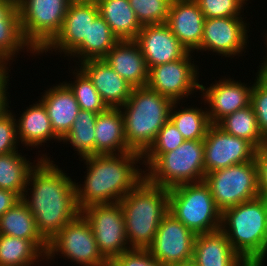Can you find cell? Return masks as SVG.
<instances>
[{
	"label": "cell",
	"mask_w": 267,
	"mask_h": 266,
	"mask_svg": "<svg viewBox=\"0 0 267 266\" xmlns=\"http://www.w3.org/2000/svg\"><path fill=\"white\" fill-rule=\"evenodd\" d=\"M76 65L91 80L108 108H120L127 102L133 87L103 59L87 60Z\"/></svg>",
	"instance_id": "cell-20"
},
{
	"label": "cell",
	"mask_w": 267,
	"mask_h": 266,
	"mask_svg": "<svg viewBox=\"0 0 267 266\" xmlns=\"http://www.w3.org/2000/svg\"><path fill=\"white\" fill-rule=\"evenodd\" d=\"M242 16L206 18L204 22L201 51H212L221 57L242 56L249 44V23ZM248 26V27H247ZM240 54V55H239Z\"/></svg>",
	"instance_id": "cell-14"
},
{
	"label": "cell",
	"mask_w": 267,
	"mask_h": 266,
	"mask_svg": "<svg viewBox=\"0 0 267 266\" xmlns=\"http://www.w3.org/2000/svg\"><path fill=\"white\" fill-rule=\"evenodd\" d=\"M217 125L230 135L246 139L256 149L267 145L257 124L252 105L239 109L221 119Z\"/></svg>",
	"instance_id": "cell-31"
},
{
	"label": "cell",
	"mask_w": 267,
	"mask_h": 266,
	"mask_svg": "<svg viewBox=\"0 0 267 266\" xmlns=\"http://www.w3.org/2000/svg\"><path fill=\"white\" fill-rule=\"evenodd\" d=\"M103 60L133 88L147 86L149 69L135 40H119Z\"/></svg>",
	"instance_id": "cell-21"
},
{
	"label": "cell",
	"mask_w": 267,
	"mask_h": 266,
	"mask_svg": "<svg viewBox=\"0 0 267 266\" xmlns=\"http://www.w3.org/2000/svg\"><path fill=\"white\" fill-rule=\"evenodd\" d=\"M72 0H17L25 40L39 54L60 32Z\"/></svg>",
	"instance_id": "cell-9"
},
{
	"label": "cell",
	"mask_w": 267,
	"mask_h": 266,
	"mask_svg": "<svg viewBox=\"0 0 267 266\" xmlns=\"http://www.w3.org/2000/svg\"><path fill=\"white\" fill-rule=\"evenodd\" d=\"M54 163L51 159L37 162L21 198L47 242L81 212L76 201L75 179Z\"/></svg>",
	"instance_id": "cell-1"
},
{
	"label": "cell",
	"mask_w": 267,
	"mask_h": 266,
	"mask_svg": "<svg viewBox=\"0 0 267 266\" xmlns=\"http://www.w3.org/2000/svg\"><path fill=\"white\" fill-rule=\"evenodd\" d=\"M252 85L234 78H220L210 87L200 84L202 102L208 105L207 113L211 124H217L225 116L250 105Z\"/></svg>",
	"instance_id": "cell-17"
},
{
	"label": "cell",
	"mask_w": 267,
	"mask_h": 266,
	"mask_svg": "<svg viewBox=\"0 0 267 266\" xmlns=\"http://www.w3.org/2000/svg\"><path fill=\"white\" fill-rule=\"evenodd\" d=\"M0 235L30 240L46 255L48 242L39 233L33 213L22 200L0 217Z\"/></svg>",
	"instance_id": "cell-27"
},
{
	"label": "cell",
	"mask_w": 267,
	"mask_h": 266,
	"mask_svg": "<svg viewBox=\"0 0 267 266\" xmlns=\"http://www.w3.org/2000/svg\"><path fill=\"white\" fill-rule=\"evenodd\" d=\"M21 50L39 56L22 34L17 0H0V62L9 68Z\"/></svg>",
	"instance_id": "cell-22"
},
{
	"label": "cell",
	"mask_w": 267,
	"mask_h": 266,
	"mask_svg": "<svg viewBox=\"0 0 267 266\" xmlns=\"http://www.w3.org/2000/svg\"><path fill=\"white\" fill-rule=\"evenodd\" d=\"M255 159L258 165L260 196L267 199V145L256 149Z\"/></svg>",
	"instance_id": "cell-42"
},
{
	"label": "cell",
	"mask_w": 267,
	"mask_h": 266,
	"mask_svg": "<svg viewBox=\"0 0 267 266\" xmlns=\"http://www.w3.org/2000/svg\"><path fill=\"white\" fill-rule=\"evenodd\" d=\"M119 203L129 246L148 249L169 211V189L154 185L144 177Z\"/></svg>",
	"instance_id": "cell-4"
},
{
	"label": "cell",
	"mask_w": 267,
	"mask_h": 266,
	"mask_svg": "<svg viewBox=\"0 0 267 266\" xmlns=\"http://www.w3.org/2000/svg\"><path fill=\"white\" fill-rule=\"evenodd\" d=\"M89 221L99 253L104 259H115L128 249L124 214L119 202L94 204L81 210Z\"/></svg>",
	"instance_id": "cell-11"
},
{
	"label": "cell",
	"mask_w": 267,
	"mask_h": 266,
	"mask_svg": "<svg viewBox=\"0 0 267 266\" xmlns=\"http://www.w3.org/2000/svg\"><path fill=\"white\" fill-rule=\"evenodd\" d=\"M173 101L148 86L136 87L120 107L128 147L143 155L169 120Z\"/></svg>",
	"instance_id": "cell-5"
},
{
	"label": "cell",
	"mask_w": 267,
	"mask_h": 266,
	"mask_svg": "<svg viewBox=\"0 0 267 266\" xmlns=\"http://www.w3.org/2000/svg\"><path fill=\"white\" fill-rule=\"evenodd\" d=\"M204 182L221 212L260 196L256 159L207 173Z\"/></svg>",
	"instance_id": "cell-8"
},
{
	"label": "cell",
	"mask_w": 267,
	"mask_h": 266,
	"mask_svg": "<svg viewBox=\"0 0 267 266\" xmlns=\"http://www.w3.org/2000/svg\"><path fill=\"white\" fill-rule=\"evenodd\" d=\"M145 178L168 189L204 181V139L185 140L173 151L161 154L145 170Z\"/></svg>",
	"instance_id": "cell-7"
},
{
	"label": "cell",
	"mask_w": 267,
	"mask_h": 266,
	"mask_svg": "<svg viewBox=\"0 0 267 266\" xmlns=\"http://www.w3.org/2000/svg\"><path fill=\"white\" fill-rule=\"evenodd\" d=\"M71 71H73L72 74L74 78L76 77L75 80H73L74 82L69 81L71 82L69 83L64 81V83L74 93L80 109L93 111L98 114L105 112L108 107L103 102L100 94L97 92L88 76L79 67H76L75 70L72 68Z\"/></svg>",
	"instance_id": "cell-35"
},
{
	"label": "cell",
	"mask_w": 267,
	"mask_h": 266,
	"mask_svg": "<svg viewBox=\"0 0 267 266\" xmlns=\"http://www.w3.org/2000/svg\"><path fill=\"white\" fill-rule=\"evenodd\" d=\"M220 230L249 266H264L267 257V199L259 196L225 209Z\"/></svg>",
	"instance_id": "cell-3"
},
{
	"label": "cell",
	"mask_w": 267,
	"mask_h": 266,
	"mask_svg": "<svg viewBox=\"0 0 267 266\" xmlns=\"http://www.w3.org/2000/svg\"><path fill=\"white\" fill-rule=\"evenodd\" d=\"M41 96L40 101L47 111L52 129L62 139L71 130L81 110L74 93L64 82H60L45 90Z\"/></svg>",
	"instance_id": "cell-23"
},
{
	"label": "cell",
	"mask_w": 267,
	"mask_h": 266,
	"mask_svg": "<svg viewBox=\"0 0 267 266\" xmlns=\"http://www.w3.org/2000/svg\"><path fill=\"white\" fill-rule=\"evenodd\" d=\"M205 18L242 16L248 0H195ZM243 9V11H242Z\"/></svg>",
	"instance_id": "cell-39"
},
{
	"label": "cell",
	"mask_w": 267,
	"mask_h": 266,
	"mask_svg": "<svg viewBox=\"0 0 267 266\" xmlns=\"http://www.w3.org/2000/svg\"><path fill=\"white\" fill-rule=\"evenodd\" d=\"M169 212L196 235L221 228L222 212L204 182L180 184L169 189Z\"/></svg>",
	"instance_id": "cell-6"
},
{
	"label": "cell",
	"mask_w": 267,
	"mask_h": 266,
	"mask_svg": "<svg viewBox=\"0 0 267 266\" xmlns=\"http://www.w3.org/2000/svg\"><path fill=\"white\" fill-rule=\"evenodd\" d=\"M175 266H196V265L193 262H189V263L179 264Z\"/></svg>",
	"instance_id": "cell-48"
},
{
	"label": "cell",
	"mask_w": 267,
	"mask_h": 266,
	"mask_svg": "<svg viewBox=\"0 0 267 266\" xmlns=\"http://www.w3.org/2000/svg\"><path fill=\"white\" fill-rule=\"evenodd\" d=\"M115 259L121 266H163L148 249L131 248Z\"/></svg>",
	"instance_id": "cell-41"
},
{
	"label": "cell",
	"mask_w": 267,
	"mask_h": 266,
	"mask_svg": "<svg viewBox=\"0 0 267 266\" xmlns=\"http://www.w3.org/2000/svg\"><path fill=\"white\" fill-rule=\"evenodd\" d=\"M119 39L113 34L108 23L99 14L90 24L88 39L84 41L68 56L78 58L82 63L87 60H100L116 45Z\"/></svg>",
	"instance_id": "cell-29"
},
{
	"label": "cell",
	"mask_w": 267,
	"mask_h": 266,
	"mask_svg": "<svg viewBox=\"0 0 267 266\" xmlns=\"http://www.w3.org/2000/svg\"><path fill=\"white\" fill-rule=\"evenodd\" d=\"M95 155L121 154L132 151L126 141L120 108L99 113L95 122Z\"/></svg>",
	"instance_id": "cell-26"
},
{
	"label": "cell",
	"mask_w": 267,
	"mask_h": 266,
	"mask_svg": "<svg viewBox=\"0 0 267 266\" xmlns=\"http://www.w3.org/2000/svg\"><path fill=\"white\" fill-rule=\"evenodd\" d=\"M173 0H129L141 26L167 22Z\"/></svg>",
	"instance_id": "cell-37"
},
{
	"label": "cell",
	"mask_w": 267,
	"mask_h": 266,
	"mask_svg": "<svg viewBox=\"0 0 267 266\" xmlns=\"http://www.w3.org/2000/svg\"><path fill=\"white\" fill-rule=\"evenodd\" d=\"M33 103V105H29L26 107L25 111L20 114V117L16 118V129H17V137L19 143L21 142L22 146H27L38 149L47 141H59L61 143V139L54 133L50 118L48 117L47 111L40 101V99Z\"/></svg>",
	"instance_id": "cell-25"
},
{
	"label": "cell",
	"mask_w": 267,
	"mask_h": 266,
	"mask_svg": "<svg viewBox=\"0 0 267 266\" xmlns=\"http://www.w3.org/2000/svg\"><path fill=\"white\" fill-rule=\"evenodd\" d=\"M191 54L188 52L181 59L151 67L147 86L173 102L188 99L200 90V69Z\"/></svg>",
	"instance_id": "cell-12"
},
{
	"label": "cell",
	"mask_w": 267,
	"mask_h": 266,
	"mask_svg": "<svg viewBox=\"0 0 267 266\" xmlns=\"http://www.w3.org/2000/svg\"><path fill=\"white\" fill-rule=\"evenodd\" d=\"M99 15L95 0H72L64 17L63 26L55 38L39 53L54 51L69 56L83 41L88 39L89 26Z\"/></svg>",
	"instance_id": "cell-16"
},
{
	"label": "cell",
	"mask_w": 267,
	"mask_h": 266,
	"mask_svg": "<svg viewBox=\"0 0 267 266\" xmlns=\"http://www.w3.org/2000/svg\"><path fill=\"white\" fill-rule=\"evenodd\" d=\"M99 14L119 40H135L142 26L129 0H96Z\"/></svg>",
	"instance_id": "cell-28"
},
{
	"label": "cell",
	"mask_w": 267,
	"mask_h": 266,
	"mask_svg": "<svg viewBox=\"0 0 267 266\" xmlns=\"http://www.w3.org/2000/svg\"><path fill=\"white\" fill-rule=\"evenodd\" d=\"M19 153V150L8 154L0 155V189L10 190L16 193L20 198L28 183L31 170L41 159H50L51 157L41 153L37 161L30 162L26 157ZM42 155V156H41ZM40 156V158H39ZM34 163V164H33Z\"/></svg>",
	"instance_id": "cell-30"
},
{
	"label": "cell",
	"mask_w": 267,
	"mask_h": 266,
	"mask_svg": "<svg viewBox=\"0 0 267 266\" xmlns=\"http://www.w3.org/2000/svg\"><path fill=\"white\" fill-rule=\"evenodd\" d=\"M196 236L168 211L148 250L163 266L189 263L192 262Z\"/></svg>",
	"instance_id": "cell-13"
},
{
	"label": "cell",
	"mask_w": 267,
	"mask_h": 266,
	"mask_svg": "<svg viewBox=\"0 0 267 266\" xmlns=\"http://www.w3.org/2000/svg\"><path fill=\"white\" fill-rule=\"evenodd\" d=\"M192 262L196 266H249L221 230L196 236Z\"/></svg>",
	"instance_id": "cell-24"
},
{
	"label": "cell",
	"mask_w": 267,
	"mask_h": 266,
	"mask_svg": "<svg viewBox=\"0 0 267 266\" xmlns=\"http://www.w3.org/2000/svg\"><path fill=\"white\" fill-rule=\"evenodd\" d=\"M181 102H173L169 120L181 132L185 140H203L207 134L211 122L208 117L207 108L177 107ZM178 108V109H177Z\"/></svg>",
	"instance_id": "cell-32"
},
{
	"label": "cell",
	"mask_w": 267,
	"mask_h": 266,
	"mask_svg": "<svg viewBox=\"0 0 267 266\" xmlns=\"http://www.w3.org/2000/svg\"><path fill=\"white\" fill-rule=\"evenodd\" d=\"M205 19L195 0H173L166 24L181 44L193 53L200 48Z\"/></svg>",
	"instance_id": "cell-19"
},
{
	"label": "cell",
	"mask_w": 267,
	"mask_h": 266,
	"mask_svg": "<svg viewBox=\"0 0 267 266\" xmlns=\"http://www.w3.org/2000/svg\"><path fill=\"white\" fill-rule=\"evenodd\" d=\"M100 266H121V264L116 259H105Z\"/></svg>",
	"instance_id": "cell-46"
},
{
	"label": "cell",
	"mask_w": 267,
	"mask_h": 266,
	"mask_svg": "<svg viewBox=\"0 0 267 266\" xmlns=\"http://www.w3.org/2000/svg\"><path fill=\"white\" fill-rule=\"evenodd\" d=\"M251 90L250 104L257 118L260 133L267 141V76L256 73Z\"/></svg>",
	"instance_id": "cell-38"
},
{
	"label": "cell",
	"mask_w": 267,
	"mask_h": 266,
	"mask_svg": "<svg viewBox=\"0 0 267 266\" xmlns=\"http://www.w3.org/2000/svg\"><path fill=\"white\" fill-rule=\"evenodd\" d=\"M13 110L6 111L2 116H0V155L8 154L18 150V145L20 146L16 121Z\"/></svg>",
	"instance_id": "cell-40"
},
{
	"label": "cell",
	"mask_w": 267,
	"mask_h": 266,
	"mask_svg": "<svg viewBox=\"0 0 267 266\" xmlns=\"http://www.w3.org/2000/svg\"><path fill=\"white\" fill-rule=\"evenodd\" d=\"M98 113L80 110L71 130L63 136V144H71L80 157L95 155V122ZM70 142V143H68Z\"/></svg>",
	"instance_id": "cell-34"
},
{
	"label": "cell",
	"mask_w": 267,
	"mask_h": 266,
	"mask_svg": "<svg viewBox=\"0 0 267 266\" xmlns=\"http://www.w3.org/2000/svg\"><path fill=\"white\" fill-rule=\"evenodd\" d=\"M20 200L21 198L16 193L0 189V217Z\"/></svg>",
	"instance_id": "cell-44"
},
{
	"label": "cell",
	"mask_w": 267,
	"mask_h": 266,
	"mask_svg": "<svg viewBox=\"0 0 267 266\" xmlns=\"http://www.w3.org/2000/svg\"><path fill=\"white\" fill-rule=\"evenodd\" d=\"M46 255L30 240L0 235V266H33Z\"/></svg>",
	"instance_id": "cell-33"
},
{
	"label": "cell",
	"mask_w": 267,
	"mask_h": 266,
	"mask_svg": "<svg viewBox=\"0 0 267 266\" xmlns=\"http://www.w3.org/2000/svg\"><path fill=\"white\" fill-rule=\"evenodd\" d=\"M8 68L5 67L1 62H0V76L7 70Z\"/></svg>",
	"instance_id": "cell-47"
},
{
	"label": "cell",
	"mask_w": 267,
	"mask_h": 266,
	"mask_svg": "<svg viewBox=\"0 0 267 266\" xmlns=\"http://www.w3.org/2000/svg\"><path fill=\"white\" fill-rule=\"evenodd\" d=\"M185 141L181 132L168 120L160 129L154 142L142 155V165L146 170L161 154L173 151Z\"/></svg>",
	"instance_id": "cell-36"
},
{
	"label": "cell",
	"mask_w": 267,
	"mask_h": 266,
	"mask_svg": "<svg viewBox=\"0 0 267 266\" xmlns=\"http://www.w3.org/2000/svg\"><path fill=\"white\" fill-rule=\"evenodd\" d=\"M135 41L148 69L181 59L189 52L166 23L142 26Z\"/></svg>",
	"instance_id": "cell-18"
},
{
	"label": "cell",
	"mask_w": 267,
	"mask_h": 266,
	"mask_svg": "<svg viewBox=\"0 0 267 266\" xmlns=\"http://www.w3.org/2000/svg\"><path fill=\"white\" fill-rule=\"evenodd\" d=\"M265 40H266V48H267V33H265ZM267 51V50H266ZM264 60H261L260 62V65L258 67V74L261 75V76H267V53H266V57H263Z\"/></svg>",
	"instance_id": "cell-45"
},
{
	"label": "cell",
	"mask_w": 267,
	"mask_h": 266,
	"mask_svg": "<svg viewBox=\"0 0 267 266\" xmlns=\"http://www.w3.org/2000/svg\"><path fill=\"white\" fill-rule=\"evenodd\" d=\"M82 160L87 165L84 184L75 183L80 211L89 205L120 202L145 177L140 168L142 155L134 151L89 155Z\"/></svg>",
	"instance_id": "cell-2"
},
{
	"label": "cell",
	"mask_w": 267,
	"mask_h": 266,
	"mask_svg": "<svg viewBox=\"0 0 267 266\" xmlns=\"http://www.w3.org/2000/svg\"><path fill=\"white\" fill-rule=\"evenodd\" d=\"M56 254L79 266H100L105 261L99 253L92 227L81 212L48 241L45 261L49 264Z\"/></svg>",
	"instance_id": "cell-10"
},
{
	"label": "cell",
	"mask_w": 267,
	"mask_h": 266,
	"mask_svg": "<svg viewBox=\"0 0 267 266\" xmlns=\"http://www.w3.org/2000/svg\"><path fill=\"white\" fill-rule=\"evenodd\" d=\"M256 148L246 139L239 138L211 124L204 138L205 174L255 159Z\"/></svg>",
	"instance_id": "cell-15"
},
{
	"label": "cell",
	"mask_w": 267,
	"mask_h": 266,
	"mask_svg": "<svg viewBox=\"0 0 267 266\" xmlns=\"http://www.w3.org/2000/svg\"><path fill=\"white\" fill-rule=\"evenodd\" d=\"M10 70L9 68L0 76V116H2L6 111H8V108H11L9 106V98L10 95H8L9 93L8 91V85L11 84L9 83V79L10 78ZM9 96V98H8Z\"/></svg>",
	"instance_id": "cell-43"
}]
</instances>
